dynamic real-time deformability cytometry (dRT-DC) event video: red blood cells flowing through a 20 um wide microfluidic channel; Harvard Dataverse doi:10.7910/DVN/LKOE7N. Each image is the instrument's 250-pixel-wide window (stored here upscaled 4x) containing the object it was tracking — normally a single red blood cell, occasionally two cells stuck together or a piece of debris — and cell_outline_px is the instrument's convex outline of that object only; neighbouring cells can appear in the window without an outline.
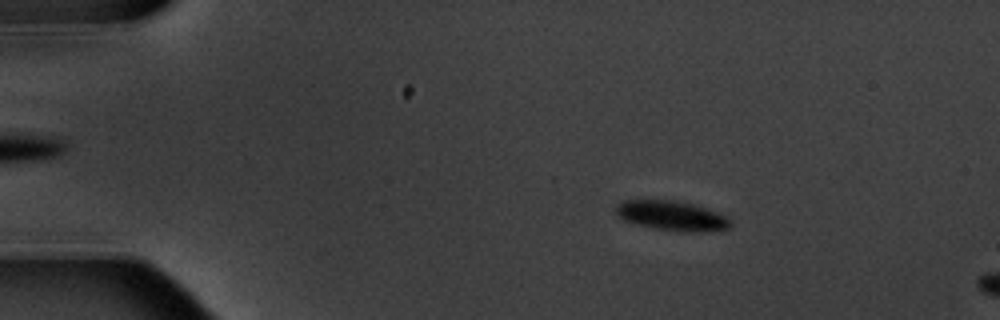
{"species": "common noctule bat (a hibernating species)", "species_latin": "Nyctalus noctula", "temperature_condition": "warm", "stored_images_in_passage": 4, "camera_frame_rate_fps": 3000, "um_per_image_px": 0.085, "animal": {"sex": "male", "body_mass_g": 20.1, "forearm_length_mm": 53.5}, "frame": {"image": 1, "passage_image": 2, "time_ms": 1.333, "image_size_px": [1000, 320], "cell_outline_px": [[732, 224], [728, 228], [696, 232], [684, 232], [652, 228], [624, 220], [616, 216], [616, 204], [624, 200], [676, 200], [696, 204], [708, 208], [728, 216], [732, 220]], "centroid_in_image_um": [57.13, 18.32], "position_along_channel_um": 27.9, "area_um2": 20.11}}